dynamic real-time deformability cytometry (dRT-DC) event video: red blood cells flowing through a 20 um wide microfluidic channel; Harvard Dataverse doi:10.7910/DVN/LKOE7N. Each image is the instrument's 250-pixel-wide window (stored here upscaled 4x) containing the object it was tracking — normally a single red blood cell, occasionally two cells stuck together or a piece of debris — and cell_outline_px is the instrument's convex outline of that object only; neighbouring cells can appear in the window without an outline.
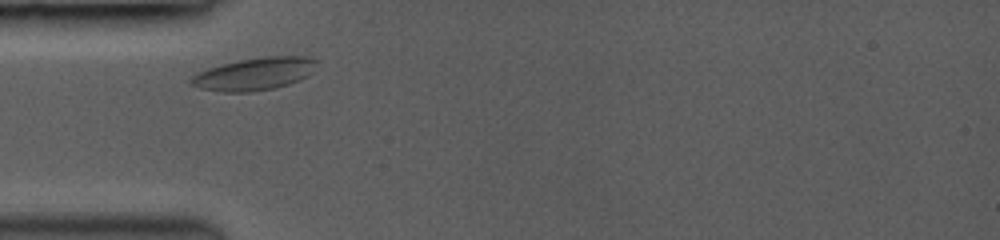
{"species": "common noctule bat (a hibernating species)", "species_latin": "Nyctalus noctula", "temperature_condition": "room temperature", "stored_images_in_passage": 5, "camera_frame_rate_fps": 3000, "um_per_image_px": 0.085, "animal": {"sex": "female", "body_mass_g": 19.0, "forearm_length_mm": 53.3}, "frame": {"image": 1, "passage_image": 1, "time_ms": 0.0, "image_size_px": [1000, 240], "cell_outline_px": [[316, 60], [312, 72], [308, 76], [300, 80], [288, 84], [272, 88], [252, 92], [220, 92], [200, 88], [192, 84], [188, 80], [196, 72], [208, 68], [240, 60], [264, 56], [304, 56]], "centroid_in_image_um": [21.6, 6.29], "position_along_channel_um": 63.4, "area_um2": 23.7}}
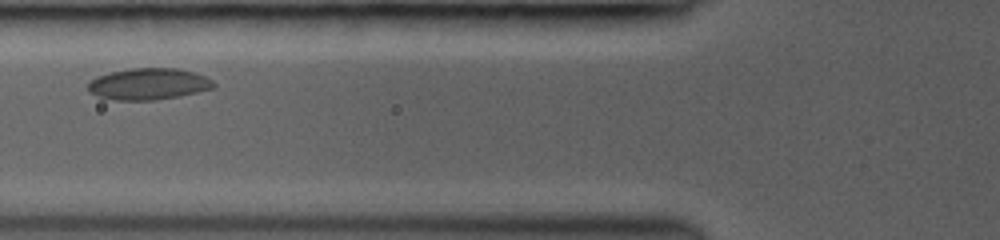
{"frame": {"image": 2, "passage_image": 3, "time_ms": 1.333, "image_size_px": [1000, 240], "cell_outline_px": [[216, 88], [180, 96], [156, 100], [116, 100], [96, 96], [88, 92], [88, 80], [96, 76], [112, 72], [132, 68], [176, 68], [192, 72], [204, 76], [212, 80], [216, 84]], "centroid_in_image_um": [12.61, 7.15], "position_along_channel_um": 113.2, "area_um2": 23.24}}
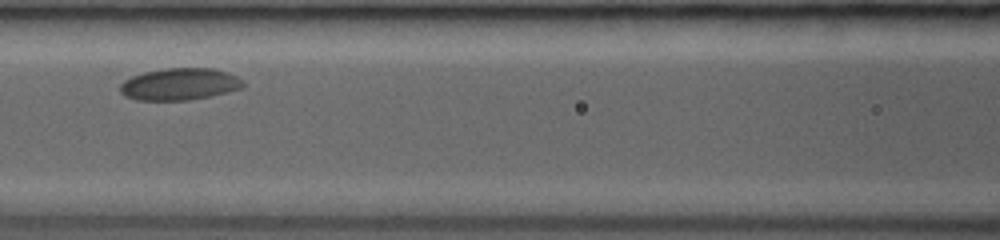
{"frame": {"image": 3, "passage_image": 4, "time_ms": 2.333, "image_size_px": [1000, 240], "cell_outline_px": [[244, 84], [240, 88], [208, 96], [188, 100], [136, 100], [124, 96], [120, 92], [120, 84], [124, 80], [132, 76], [144, 72], [168, 68], [212, 68], [228, 72], [244, 80]], "centroid_in_image_um": [15.23, 7.15], "position_along_channel_um": 151.4, "area_um2": 22.77}}